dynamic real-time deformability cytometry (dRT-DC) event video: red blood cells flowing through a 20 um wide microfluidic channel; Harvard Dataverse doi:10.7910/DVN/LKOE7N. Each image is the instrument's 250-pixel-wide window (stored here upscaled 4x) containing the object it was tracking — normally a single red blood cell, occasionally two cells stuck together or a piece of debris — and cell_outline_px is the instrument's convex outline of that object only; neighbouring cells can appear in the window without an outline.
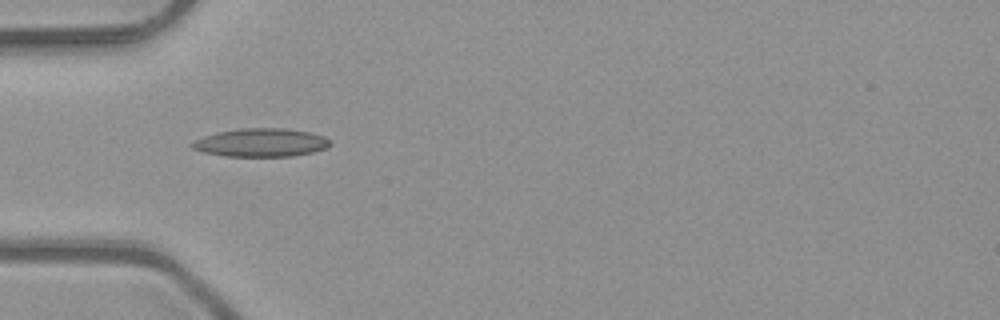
{"species": "common noctule bat (a hibernating species)", "species_latin": "Nyctalus noctula", "temperature_condition": "room temperature", "stored_images_in_passage": 35, "camera_frame_rate_fps": 3000, "um_per_image_px": 0.085, "animal": {"sex": "male", "body_mass_g": 23.1, "forearm_length_mm": 52.7}, "frame": {"image": 1, "passage_image": 1, "time_ms": 0.0, "image_size_px": [1000, 320], "cell_outline_px": [[332, 144], [328, 148], [312, 152], [292, 156], [228, 156], [204, 152], [192, 148], [188, 144], [204, 136], [220, 132], [240, 128], [284, 128], [308, 132], [324, 136]], "centroid_in_image_um": [22.2, 12.12], "position_along_channel_um": 62.8, "area_um2": 22.6}}
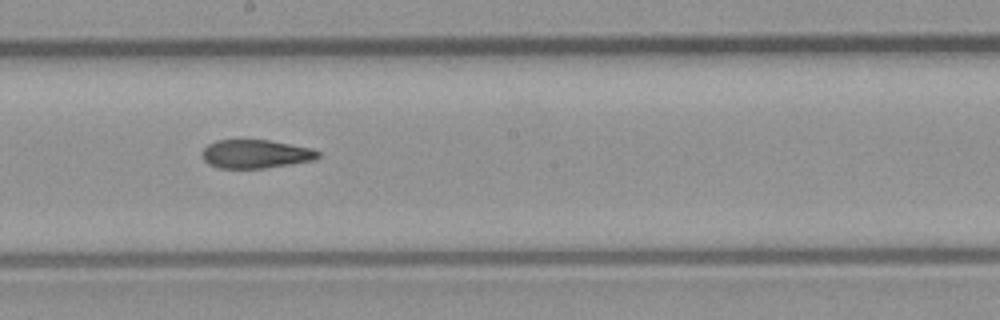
{"frame": {"image": 2, "passage_image": 13, "time_ms": 4.0, "image_size_px": [1000, 320], "cell_outline_px": [[320, 156], [316, 160], [264, 168], [220, 168], [208, 164], [200, 156], [200, 152], [208, 144], [216, 140], [268, 140], [312, 148], [320, 152]], "centroid_in_image_um": [21.71, 13.09], "position_along_channel_um": 226.5, "area_um2": 19.42}}
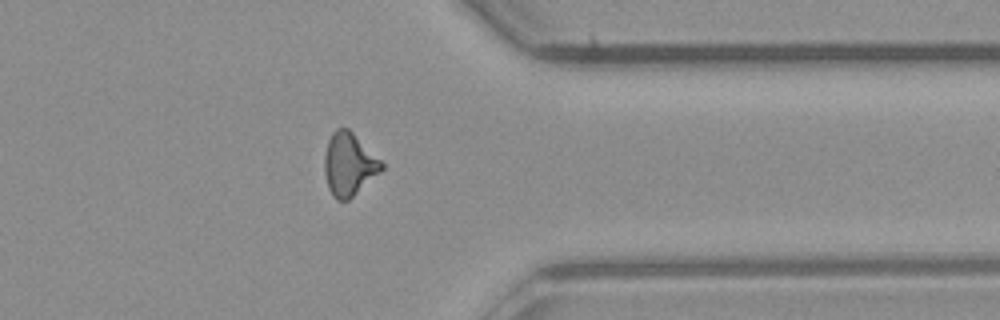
{"frame": {"image": 3, "passage_image": 25, "time_ms": 8.0, "image_size_px": [1000, 320], "cell_outline_px": [[384, 168], [380, 172], [348, 200], [336, 200], [332, 196], [328, 188], [324, 172], [324, 156], [328, 140], [332, 132], [336, 128], [348, 128], [384, 164]], "centroid_in_image_um": [29.63, 13.97], "position_along_channel_um": 381.8, "area_um2": 20.69}, "authors_computed_cell_mechanics": {"area_um2": 19.9988, "velocity_mm_per_s": 4.1132, "shape_relaxation_time_tau1_ms": null, "shape_relaxation_time_tau2_ms": 5.2004, "deformation_change_tau1": null, "deformation_change_tau2": 0.1506}}